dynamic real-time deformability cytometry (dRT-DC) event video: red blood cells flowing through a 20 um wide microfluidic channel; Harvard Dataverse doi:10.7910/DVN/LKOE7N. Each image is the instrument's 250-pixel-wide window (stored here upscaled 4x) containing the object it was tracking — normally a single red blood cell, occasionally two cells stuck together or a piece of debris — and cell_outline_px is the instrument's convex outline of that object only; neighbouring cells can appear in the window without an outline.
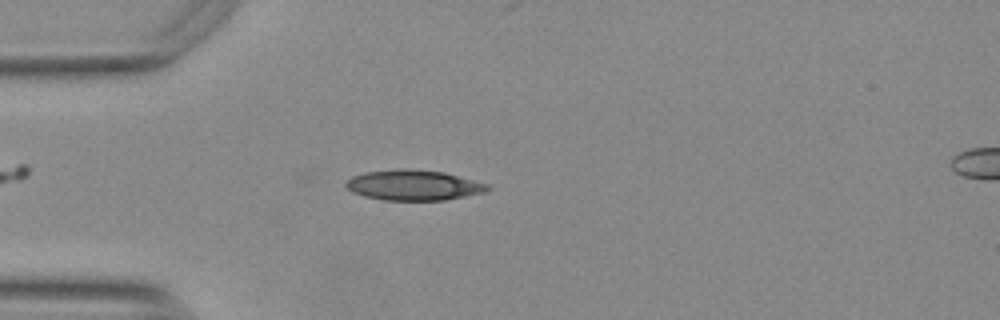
{"species": "Egyptian fruit bat (a non-hibernating species)", "species_latin": "Rousettus aegyptiacus", "temperature_condition": "warm", "stored_images_in_passage": 51, "camera_frame_rate_fps": 3000, "um_per_image_px": 0.085, "animal": {"sex": "female"}, "frame": {"image": 1, "passage_image": 14, "time_ms": 4.333, "image_size_px": [1000, 320], "cell_outline_px": [[492, 188], [484, 192], [444, 200], [384, 200], [364, 196], [352, 192], [344, 184], [352, 176], [364, 172], [400, 168], [404, 168], [444, 172], [488, 184]], "centroid_in_image_um": [35.13, 15.73], "position_along_channel_um": 49.9, "area_um2": 24.97}}
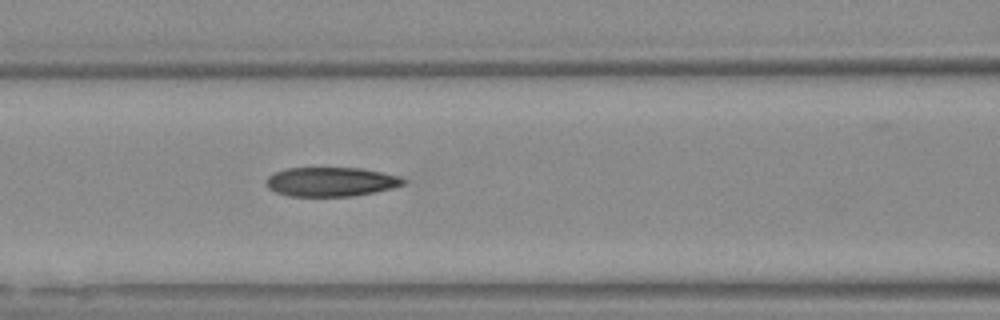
{"frame": {"image": 2, "passage_image": 22, "time_ms": 7.0, "image_size_px": [1000, 320], "cell_outline_px": [[408, 180], [404, 184], [392, 188], [352, 196], [292, 196], [276, 192], [268, 188], [268, 176], [276, 172], [288, 168], [360, 168], [400, 176]], "centroid_in_image_um": [28.17, 15.45], "position_along_channel_um": 138.4, "area_um2": 23.06}}
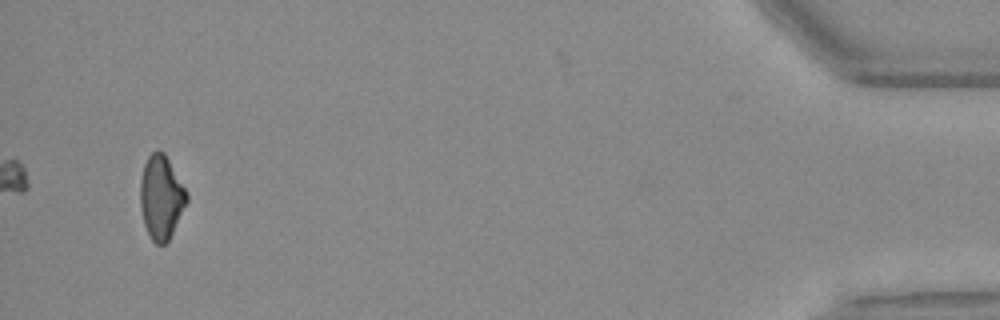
{"frame": {"image": 3, "passage_image": 51, "time_ms": 16.667, "image_size_px": [1000, 320], "cell_outline_px": [[188, 200], [168, 240], [164, 244], [156, 244], [152, 240], [144, 224], [140, 208], [140, 180], [144, 164], [148, 156], [156, 148], [164, 152], [184, 188], [188, 196]], "centroid_in_image_um": [13.67, 16.74], "position_along_channel_um": 421.5, "area_um2": 22.37}, "authors_computed_cell_mechanics": {"area_um2": 23.7558, "velocity_mm_per_s": 3.7678, "shape_relaxation_time_tau1_ms": null, "shape_relaxation_time_tau2_ms": 5.7706, "deformation_change_tau1": null, "deformation_change_tau2": 0.1627}}